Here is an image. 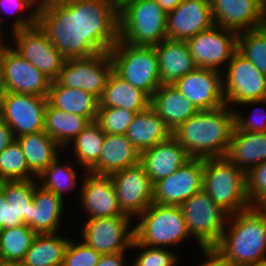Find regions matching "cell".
Instances as JSON below:
<instances>
[{
  "label": "cell",
  "mask_w": 266,
  "mask_h": 266,
  "mask_svg": "<svg viewBox=\"0 0 266 266\" xmlns=\"http://www.w3.org/2000/svg\"><path fill=\"white\" fill-rule=\"evenodd\" d=\"M37 7V23L66 59L110 52L119 40L117 0H47Z\"/></svg>",
  "instance_id": "cell-1"
},
{
  "label": "cell",
  "mask_w": 266,
  "mask_h": 266,
  "mask_svg": "<svg viewBox=\"0 0 266 266\" xmlns=\"http://www.w3.org/2000/svg\"><path fill=\"white\" fill-rule=\"evenodd\" d=\"M235 128V112L222 106L199 110L172 131V136L193 158L225 157Z\"/></svg>",
  "instance_id": "cell-2"
},
{
  "label": "cell",
  "mask_w": 266,
  "mask_h": 266,
  "mask_svg": "<svg viewBox=\"0 0 266 266\" xmlns=\"http://www.w3.org/2000/svg\"><path fill=\"white\" fill-rule=\"evenodd\" d=\"M234 215L229 233L223 232L215 248L240 266L264 260L266 207L253 206Z\"/></svg>",
  "instance_id": "cell-3"
},
{
  "label": "cell",
  "mask_w": 266,
  "mask_h": 266,
  "mask_svg": "<svg viewBox=\"0 0 266 266\" xmlns=\"http://www.w3.org/2000/svg\"><path fill=\"white\" fill-rule=\"evenodd\" d=\"M167 12L155 0L119 2V39L133 46L155 47L164 39Z\"/></svg>",
  "instance_id": "cell-4"
},
{
  "label": "cell",
  "mask_w": 266,
  "mask_h": 266,
  "mask_svg": "<svg viewBox=\"0 0 266 266\" xmlns=\"http://www.w3.org/2000/svg\"><path fill=\"white\" fill-rule=\"evenodd\" d=\"M202 189L230 217L254 206L247 196L246 172L226 157L204 158Z\"/></svg>",
  "instance_id": "cell-5"
},
{
  "label": "cell",
  "mask_w": 266,
  "mask_h": 266,
  "mask_svg": "<svg viewBox=\"0 0 266 266\" xmlns=\"http://www.w3.org/2000/svg\"><path fill=\"white\" fill-rule=\"evenodd\" d=\"M14 23L13 33L17 42L14 50L48 79L56 81L66 58L37 23V8L28 19H17Z\"/></svg>",
  "instance_id": "cell-6"
},
{
  "label": "cell",
  "mask_w": 266,
  "mask_h": 266,
  "mask_svg": "<svg viewBox=\"0 0 266 266\" xmlns=\"http://www.w3.org/2000/svg\"><path fill=\"white\" fill-rule=\"evenodd\" d=\"M109 55L113 71L150 97L161 86L155 47L133 46L119 39Z\"/></svg>",
  "instance_id": "cell-7"
},
{
  "label": "cell",
  "mask_w": 266,
  "mask_h": 266,
  "mask_svg": "<svg viewBox=\"0 0 266 266\" xmlns=\"http://www.w3.org/2000/svg\"><path fill=\"white\" fill-rule=\"evenodd\" d=\"M133 247H160L179 243L189 235L180 206L152 203L142 212ZM160 245V246H159Z\"/></svg>",
  "instance_id": "cell-8"
},
{
  "label": "cell",
  "mask_w": 266,
  "mask_h": 266,
  "mask_svg": "<svg viewBox=\"0 0 266 266\" xmlns=\"http://www.w3.org/2000/svg\"><path fill=\"white\" fill-rule=\"evenodd\" d=\"M180 208L189 234L194 235L202 247H215L224 232V222L229 215L222 210L202 189Z\"/></svg>",
  "instance_id": "cell-9"
},
{
  "label": "cell",
  "mask_w": 266,
  "mask_h": 266,
  "mask_svg": "<svg viewBox=\"0 0 266 266\" xmlns=\"http://www.w3.org/2000/svg\"><path fill=\"white\" fill-rule=\"evenodd\" d=\"M47 97L4 92L0 96V118L16 136L44 131Z\"/></svg>",
  "instance_id": "cell-10"
},
{
  "label": "cell",
  "mask_w": 266,
  "mask_h": 266,
  "mask_svg": "<svg viewBox=\"0 0 266 266\" xmlns=\"http://www.w3.org/2000/svg\"><path fill=\"white\" fill-rule=\"evenodd\" d=\"M112 71L109 52H103L88 58L66 59L57 81L62 86L82 89L100 99Z\"/></svg>",
  "instance_id": "cell-11"
},
{
  "label": "cell",
  "mask_w": 266,
  "mask_h": 266,
  "mask_svg": "<svg viewBox=\"0 0 266 266\" xmlns=\"http://www.w3.org/2000/svg\"><path fill=\"white\" fill-rule=\"evenodd\" d=\"M223 83L225 101L242 104L266 99V75L238 50L233 54Z\"/></svg>",
  "instance_id": "cell-12"
},
{
  "label": "cell",
  "mask_w": 266,
  "mask_h": 266,
  "mask_svg": "<svg viewBox=\"0 0 266 266\" xmlns=\"http://www.w3.org/2000/svg\"><path fill=\"white\" fill-rule=\"evenodd\" d=\"M186 42L197 67L218 70L238 50V33L213 25Z\"/></svg>",
  "instance_id": "cell-13"
},
{
  "label": "cell",
  "mask_w": 266,
  "mask_h": 266,
  "mask_svg": "<svg viewBox=\"0 0 266 266\" xmlns=\"http://www.w3.org/2000/svg\"><path fill=\"white\" fill-rule=\"evenodd\" d=\"M204 158H191L169 177L153 184V203L180 206L203 187Z\"/></svg>",
  "instance_id": "cell-14"
},
{
  "label": "cell",
  "mask_w": 266,
  "mask_h": 266,
  "mask_svg": "<svg viewBox=\"0 0 266 266\" xmlns=\"http://www.w3.org/2000/svg\"><path fill=\"white\" fill-rule=\"evenodd\" d=\"M110 176L124 214L139 216L153 203V184L140 162Z\"/></svg>",
  "instance_id": "cell-15"
},
{
  "label": "cell",
  "mask_w": 266,
  "mask_h": 266,
  "mask_svg": "<svg viewBox=\"0 0 266 266\" xmlns=\"http://www.w3.org/2000/svg\"><path fill=\"white\" fill-rule=\"evenodd\" d=\"M130 216L89 218L83 227V238L102 255L114 254L132 247L135 229L128 230Z\"/></svg>",
  "instance_id": "cell-16"
},
{
  "label": "cell",
  "mask_w": 266,
  "mask_h": 266,
  "mask_svg": "<svg viewBox=\"0 0 266 266\" xmlns=\"http://www.w3.org/2000/svg\"><path fill=\"white\" fill-rule=\"evenodd\" d=\"M220 77L218 70L197 67L173 86L198 110H212L227 105Z\"/></svg>",
  "instance_id": "cell-17"
},
{
  "label": "cell",
  "mask_w": 266,
  "mask_h": 266,
  "mask_svg": "<svg viewBox=\"0 0 266 266\" xmlns=\"http://www.w3.org/2000/svg\"><path fill=\"white\" fill-rule=\"evenodd\" d=\"M3 82L5 92L47 97L52 81L8 47L3 61Z\"/></svg>",
  "instance_id": "cell-18"
},
{
  "label": "cell",
  "mask_w": 266,
  "mask_h": 266,
  "mask_svg": "<svg viewBox=\"0 0 266 266\" xmlns=\"http://www.w3.org/2000/svg\"><path fill=\"white\" fill-rule=\"evenodd\" d=\"M213 25L210 0H182L167 12V39L187 41Z\"/></svg>",
  "instance_id": "cell-19"
},
{
  "label": "cell",
  "mask_w": 266,
  "mask_h": 266,
  "mask_svg": "<svg viewBox=\"0 0 266 266\" xmlns=\"http://www.w3.org/2000/svg\"><path fill=\"white\" fill-rule=\"evenodd\" d=\"M210 1L214 25L237 33L260 28L266 0Z\"/></svg>",
  "instance_id": "cell-20"
},
{
  "label": "cell",
  "mask_w": 266,
  "mask_h": 266,
  "mask_svg": "<svg viewBox=\"0 0 266 266\" xmlns=\"http://www.w3.org/2000/svg\"><path fill=\"white\" fill-rule=\"evenodd\" d=\"M192 157L171 135L168 139L140 154V163L144 166L152 184L178 170Z\"/></svg>",
  "instance_id": "cell-21"
},
{
  "label": "cell",
  "mask_w": 266,
  "mask_h": 266,
  "mask_svg": "<svg viewBox=\"0 0 266 266\" xmlns=\"http://www.w3.org/2000/svg\"><path fill=\"white\" fill-rule=\"evenodd\" d=\"M82 203L90 218L129 216L122 212L110 175L90 173L82 186Z\"/></svg>",
  "instance_id": "cell-22"
},
{
  "label": "cell",
  "mask_w": 266,
  "mask_h": 266,
  "mask_svg": "<svg viewBox=\"0 0 266 266\" xmlns=\"http://www.w3.org/2000/svg\"><path fill=\"white\" fill-rule=\"evenodd\" d=\"M140 162V153L125 134L105 133L99 160L88 170L89 173L111 175Z\"/></svg>",
  "instance_id": "cell-23"
},
{
  "label": "cell",
  "mask_w": 266,
  "mask_h": 266,
  "mask_svg": "<svg viewBox=\"0 0 266 266\" xmlns=\"http://www.w3.org/2000/svg\"><path fill=\"white\" fill-rule=\"evenodd\" d=\"M161 85H173L197 68L186 41L164 39L155 46Z\"/></svg>",
  "instance_id": "cell-24"
},
{
  "label": "cell",
  "mask_w": 266,
  "mask_h": 266,
  "mask_svg": "<svg viewBox=\"0 0 266 266\" xmlns=\"http://www.w3.org/2000/svg\"><path fill=\"white\" fill-rule=\"evenodd\" d=\"M151 107L171 131L199 111L173 85H161L151 97Z\"/></svg>",
  "instance_id": "cell-25"
},
{
  "label": "cell",
  "mask_w": 266,
  "mask_h": 266,
  "mask_svg": "<svg viewBox=\"0 0 266 266\" xmlns=\"http://www.w3.org/2000/svg\"><path fill=\"white\" fill-rule=\"evenodd\" d=\"M151 106V97L112 71L99 99V107H118L136 114Z\"/></svg>",
  "instance_id": "cell-26"
},
{
  "label": "cell",
  "mask_w": 266,
  "mask_h": 266,
  "mask_svg": "<svg viewBox=\"0 0 266 266\" xmlns=\"http://www.w3.org/2000/svg\"><path fill=\"white\" fill-rule=\"evenodd\" d=\"M125 135L141 154L159 142L168 139L172 135V131L150 106L134 116Z\"/></svg>",
  "instance_id": "cell-27"
},
{
  "label": "cell",
  "mask_w": 266,
  "mask_h": 266,
  "mask_svg": "<svg viewBox=\"0 0 266 266\" xmlns=\"http://www.w3.org/2000/svg\"><path fill=\"white\" fill-rule=\"evenodd\" d=\"M225 157L245 172L265 162L266 132H243L234 128ZM243 164L249 168L244 167Z\"/></svg>",
  "instance_id": "cell-28"
},
{
  "label": "cell",
  "mask_w": 266,
  "mask_h": 266,
  "mask_svg": "<svg viewBox=\"0 0 266 266\" xmlns=\"http://www.w3.org/2000/svg\"><path fill=\"white\" fill-rule=\"evenodd\" d=\"M48 103L69 114H78L90 121L96 119L99 99L82 89L62 86L57 80L52 81L47 95Z\"/></svg>",
  "instance_id": "cell-29"
},
{
  "label": "cell",
  "mask_w": 266,
  "mask_h": 266,
  "mask_svg": "<svg viewBox=\"0 0 266 266\" xmlns=\"http://www.w3.org/2000/svg\"><path fill=\"white\" fill-rule=\"evenodd\" d=\"M62 198L42 186H35L30 204V228L37 234H54L58 230Z\"/></svg>",
  "instance_id": "cell-30"
},
{
  "label": "cell",
  "mask_w": 266,
  "mask_h": 266,
  "mask_svg": "<svg viewBox=\"0 0 266 266\" xmlns=\"http://www.w3.org/2000/svg\"><path fill=\"white\" fill-rule=\"evenodd\" d=\"M33 175H40L58 157V144L44 131L16 137Z\"/></svg>",
  "instance_id": "cell-31"
},
{
  "label": "cell",
  "mask_w": 266,
  "mask_h": 266,
  "mask_svg": "<svg viewBox=\"0 0 266 266\" xmlns=\"http://www.w3.org/2000/svg\"><path fill=\"white\" fill-rule=\"evenodd\" d=\"M90 120L78 114H69L47 103L44 120V132L59 147H64L69 140L76 138L89 124Z\"/></svg>",
  "instance_id": "cell-32"
},
{
  "label": "cell",
  "mask_w": 266,
  "mask_h": 266,
  "mask_svg": "<svg viewBox=\"0 0 266 266\" xmlns=\"http://www.w3.org/2000/svg\"><path fill=\"white\" fill-rule=\"evenodd\" d=\"M70 240L54 234H37L21 262L25 266H62Z\"/></svg>",
  "instance_id": "cell-33"
},
{
  "label": "cell",
  "mask_w": 266,
  "mask_h": 266,
  "mask_svg": "<svg viewBox=\"0 0 266 266\" xmlns=\"http://www.w3.org/2000/svg\"><path fill=\"white\" fill-rule=\"evenodd\" d=\"M36 235L26 224L0 229V264L21 263Z\"/></svg>",
  "instance_id": "cell-34"
},
{
  "label": "cell",
  "mask_w": 266,
  "mask_h": 266,
  "mask_svg": "<svg viewBox=\"0 0 266 266\" xmlns=\"http://www.w3.org/2000/svg\"><path fill=\"white\" fill-rule=\"evenodd\" d=\"M34 180L1 181L0 189L14 212V227L26 224L30 227V204L33 201Z\"/></svg>",
  "instance_id": "cell-35"
},
{
  "label": "cell",
  "mask_w": 266,
  "mask_h": 266,
  "mask_svg": "<svg viewBox=\"0 0 266 266\" xmlns=\"http://www.w3.org/2000/svg\"><path fill=\"white\" fill-rule=\"evenodd\" d=\"M105 133L98 123L90 121L82 132L74 139V150L77 160L86 170L90 169L98 160L102 151Z\"/></svg>",
  "instance_id": "cell-36"
},
{
  "label": "cell",
  "mask_w": 266,
  "mask_h": 266,
  "mask_svg": "<svg viewBox=\"0 0 266 266\" xmlns=\"http://www.w3.org/2000/svg\"><path fill=\"white\" fill-rule=\"evenodd\" d=\"M21 145L14 140L0 153V182L33 180Z\"/></svg>",
  "instance_id": "cell-37"
},
{
  "label": "cell",
  "mask_w": 266,
  "mask_h": 266,
  "mask_svg": "<svg viewBox=\"0 0 266 266\" xmlns=\"http://www.w3.org/2000/svg\"><path fill=\"white\" fill-rule=\"evenodd\" d=\"M238 51L266 75V34L261 28L238 32Z\"/></svg>",
  "instance_id": "cell-38"
},
{
  "label": "cell",
  "mask_w": 266,
  "mask_h": 266,
  "mask_svg": "<svg viewBox=\"0 0 266 266\" xmlns=\"http://www.w3.org/2000/svg\"><path fill=\"white\" fill-rule=\"evenodd\" d=\"M135 115V112L124 108L99 107L95 121L104 133L123 135Z\"/></svg>",
  "instance_id": "cell-39"
},
{
  "label": "cell",
  "mask_w": 266,
  "mask_h": 266,
  "mask_svg": "<svg viewBox=\"0 0 266 266\" xmlns=\"http://www.w3.org/2000/svg\"><path fill=\"white\" fill-rule=\"evenodd\" d=\"M57 159L58 157L38 177L44 179L43 188L63 198V191L75 185L76 172L70 166H60Z\"/></svg>",
  "instance_id": "cell-40"
},
{
  "label": "cell",
  "mask_w": 266,
  "mask_h": 266,
  "mask_svg": "<svg viewBox=\"0 0 266 266\" xmlns=\"http://www.w3.org/2000/svg\"><path fill=\"white\" fill-rule=\"evenodd\" d=\"M246 180L250 202L255 201L257 207H266V161L248 170Z\"/></svg>",
  "instance_id": "cell-41"
},
{
  "label": "cell",
  "mask_w": 266,
  "mask_h": 266,
  "mask_svg": "<svg viewBox=\"0 0 266 266\" xmlns=\"http://www.w3.org/2000/svg\"><path fill=\"white\" fill-rule=\"evenodd\" d=\"M101 253L86 243L75 244L71 240L66 248L62 266H96Z\"/></svg>",
  "instance_id": "cell-42"
},
{
  "label": "cell",
  "mask_w": 266,
  "mask_h": 266,
  "mask_svg": "<svg viewBox=\"0 0 266 266\" xmlns=\"http://www.w3.org/2000/svg\"><path fill=\"white\" fill-rule=\"evenodd\" d=\"M175 261L174 254L164 248L150 247L140 253L133 266H173Z\"/></svg>",
  "instance_id": "cell-43"
},
{
  "label": "cell",
  "mask_w": 266,
  "mask_h": 266,
  "mask_svg": "<svg viewBox=\"0 0 266 266\" xmlns=\"http://www.w3.org/2000/svg\"><path fill=\"white\" fill-rule=\"evenodd\" d=\"M202 250L208 259L201 266H240L225 257L215 247H202Z\"/></svg>",
  "instance_id": "cell-44"
},
{
  "label": "cell",
  "mask_w": 266,
  "mask_h": 266,
  "mask_svg": "<svg viewBox=\"0 0 266 266\" xmlns=\"http://www.w3.org/2000/svg\"><path fill=\"white\" fill-rule=\"evenodd\" d=\"M266 118V117H265ZM265 121V120H264ZM263 121V122H264ZM262 121H255L250 120L247 118H243L242 116L237 113H235V128L238 131L243 132H266V124H264Z\"/></svg>",
  "instance_id": "cell-45"
},
{
  "label": "cell",
  "mask_w": 266,
  "mask_h": 266,
  "mask_svg": "<svg viewBox=\"0 0 266 266\" xmlns=\"http://www.w3.org/2000/svg\"><path fill=\"white\" fill-rule=\"evenodd\" d=\"M14 227V212L7 204L3 191L0 189V229Z\"/></svg>",
  "instance_id": "cell-46"
},
{
  "label": "cell",
  "mask_w": 266,
  "mask_h": 266,
  "mask_svg": "<svg viewBox=\"0 0 266 266\" xmlns=\"http://www.w3.org/2000/svg\"><path fill=\"white\" fill-rule=\"evenodd\" d=\"M16 140L10 126L0 118V153Z\"/></svg>",
  "instance_id": "cell-47"
},
{
  "label": "cell",
  "mask_w": 266,
  "mask_h": 266,
  "mask_svg": "<svg viewBox=\"0 0 266 266\" xmlns=\"http://www.w3.org/2000/svg\"><path fill=\"white\" fill-rule=\"evenodd\" d=\"M123 252L102 255L96 266H124L122 260Z\"/></svg>",
  "instance_id": "cell-48"
},
{
  "label": "cell",
  "mask_w": 266,
  "mask_h": 266,
  "mask_svg": "<svg viewBox=\"0 0 266 266\" xmlns=\"http://www.w3.org/2000/svg\"><path fill=\"white\" fill-rule=\"evenodd\" d=\"M36 2V0H0V8L3 5L5 6V3H9L8 5L13 7V9L19 10L21 8L22 10L23 8H28L31 4H36Z\"/></svg>",
  "instance_id": "cell-49"
},
{
  "label": "cell",
  "mask_w": 266,
  "mask_h": 266,
  "mask_svg": "<svg viewBox=\"0 0 266 266\" xmlns=\"http://www.w3.org/2000/svg\"><path fill=\"white\" fill-rule=\"evenodd\" d=\"M0 41V96L5 92L4 82H3V61L4 55L8 47H4Z\"/></svg>",
  "instance_id": "cell-50"
},
{
  "label": "cell",
  "mask_w": 266,
  "mask_h": 266,
  "mask_svg": "<svg viewBox=\"0 0 266 266\" xmlns=\"http://www.w3.org/2000/svg\"><path fill=\"white\" fill-rule=\"evenodd\" d=\"M155 1L166 12H169V11L175 9L182 2V0H155Z\"/></svg>",
  "instance_id": "cell-51"
},
{
  "label": "cell",
  "mask_w": 266,
  "mask_h": 266,
  "mask_svg": "<svg viewBox=\"0 0 266 266\" xmlns=\"http://www.w3.org/2000/svg\"><path fill=\"white\" fill-rule=\"evenodd\" d=\"M260 28L266 34V4H265L264 10H263Z\"/></svg>",
  "instance_id": "cell-52"
},
{
  "label": "cell",
  "mask_w": 266,
  "mask_h": 266,
  "mask_svg": "<svg viewBox=\"0 0 266 266\" xmlns=\"http://www.w3.org/2000/svg\"><path fill=\"white\" fill-rule=\"evenodd\" d=\"M244 266H266V258L264 260H261L260 262H255Z\"/></svg>",
  "instance_id": "cell-53"
},
{
  "label": "cell",
  "mask_w": 266,
  "mask_h": 266,
  "mask_svg": "<svg viewBox=\"0 0 266 266\" xmlns=\"http://www.w3.org/2000/svg\"><path fill=\"white\" fill-rule=\"evenodd\" d=\"M2 266H25L23 263H9Z\"/></svg>",
  "instance_id": "cell-54"
},
{
  "label": "cell",
  "mask_w": 266,
  "mask_h": 266,
  "mask_svg": "<svg viewBox=\"0 0 266 266\" xmlns=\"http://www.w3.org/2000/svg\"><path fill=\"white\" fill-rule=\"evenodd\" d=\"M259 102L266 103V99L261 100V101H248V102H245V103H242V104H249V103H250V104H251V103H252V104H253V103L255 104V103H259Z\"/></svg>",
  "instance_id": "cell-55"
},
{
  "label": "cell",
  "mask_w": 266,
  "mask_h": 266,
  "mask_svg": "<svg viewBox=\"0 0 266 266\" xmlns=\"http://www.w3.org/2000/svg\"><path fill=\"white\" fill-rule=\"evenodd\" d=\"M36 1H39V0H36ZM44 1H47V0H40L39 3L44 2Z\"/></svg>",
  "instance_id": "cell-56"
}]
</instances>
